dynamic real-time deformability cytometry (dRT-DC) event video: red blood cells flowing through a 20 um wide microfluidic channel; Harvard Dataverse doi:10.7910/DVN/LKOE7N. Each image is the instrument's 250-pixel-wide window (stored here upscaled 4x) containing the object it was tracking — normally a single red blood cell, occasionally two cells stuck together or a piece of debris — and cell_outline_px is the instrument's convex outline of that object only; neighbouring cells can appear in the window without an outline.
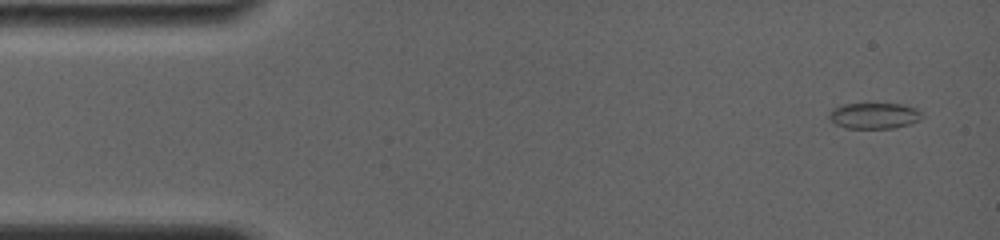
{"species": "common noctule bat (a hibernating species)", "species_latin": "Nyctalus noctula", "temperature_condition": "room temperature", "stored_images_in_passage": 8, "camera_frame_rate_fps": 4000, "um_per_image_px": 0.085, "animal": {"sex": "female", "body_mass_g": 19.0, "forearm_length_mm": 56.7}, "frame": {"image": 1, "passage_image": 2, "time_ms": 0.75, "image_size_px": [1000, 240], "cell_outline_px": [[924, 116], [920, 120], [908, 124], [892, 128], [844, 128], [836, 124], [828, 116], [828, 112], [832, 108], [844, 104], [904, 104], [916, 108]], "centroid_in_image_um": [74.3, 9.83], "position_along_channel_um": 10.7, "area_um2": 14.05}}